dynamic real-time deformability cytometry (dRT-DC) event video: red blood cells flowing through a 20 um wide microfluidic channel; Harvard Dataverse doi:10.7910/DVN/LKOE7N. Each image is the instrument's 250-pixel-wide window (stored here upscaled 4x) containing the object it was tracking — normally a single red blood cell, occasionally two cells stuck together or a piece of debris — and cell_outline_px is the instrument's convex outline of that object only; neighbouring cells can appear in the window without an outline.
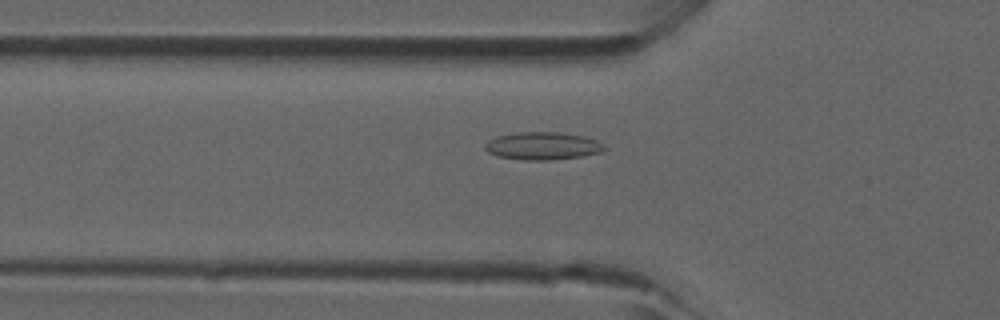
{"species": "common noctule bat (a hibernating species)", "species_latin": "Nyctalus noctula", "temperature_condition": "room temperature", "stored_images_in_passage": 43, "camera_frame_rate_fps": 3000, "um_per_image_px": 0.085, "animal": {"sex": "male", "forearm_length_mm": 52.5}, "frame": {"image": 1, "passage_image": 16, "time_ms": 5.0, "image_size_px": [1000, 320], "cell_outline_px": [[608, 148], [600, 152], [580, 156], [552, 160], [524, 160], [496, 156], [488, 152], [484, 148], [484, 144], [488, 140], [496, 136], [516, 132], [560, 132], [584, 136], [596, 140], [604, 144]], "centroid_in_image_um": [46.1, 12.4], "position_along_channel_um": 79.7, "area_um2": 19.42}}
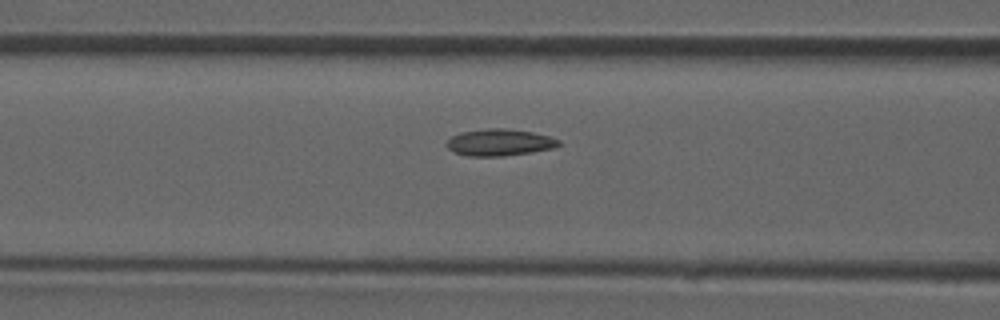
{"frame": {"image": 2, "passage_image": 19, "time_ms": 6.0, "image_size_px": [1000, 320], "cell_outline_px": [[560, 144], [556, 148], [532, 152], [504, 156], [468, 156], [452, 152], [444, 144], [452, 136], [460, 132], [488, 128], [504, 128], [532, 132], [548, 136], [560, 140]], "centroid_in_image_um": [42.44, 12.11], "position_along_channel_um": 124.2, "area_um2": 17.63}}
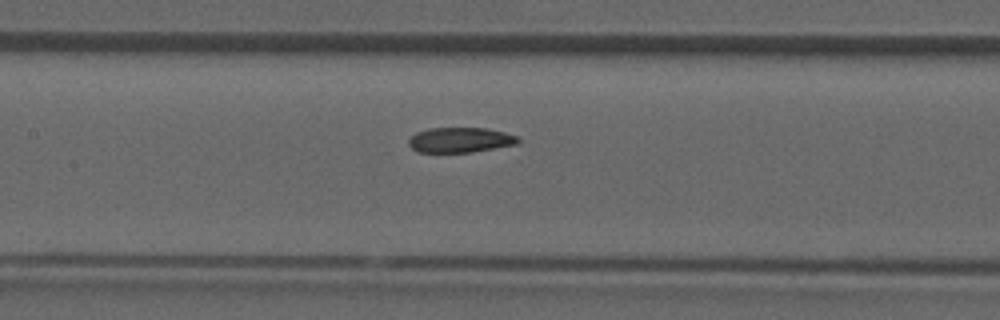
{"frame": {"image": 3, "passage_image": 22, "time_ms": 7.0, "image_size_px": [1000, 320], "cell_outline_px": [[520, 144], [472, 152], [416, 152], [408, 144], [408, 140], [416, 132], [428, 128], [488, 128], [504, 132], [516, 136], [520, 140]], "centroid_in_image_um": [39.13, 11.9], "position_along_channel_um": 168.3, "area_um2": 16.13}}